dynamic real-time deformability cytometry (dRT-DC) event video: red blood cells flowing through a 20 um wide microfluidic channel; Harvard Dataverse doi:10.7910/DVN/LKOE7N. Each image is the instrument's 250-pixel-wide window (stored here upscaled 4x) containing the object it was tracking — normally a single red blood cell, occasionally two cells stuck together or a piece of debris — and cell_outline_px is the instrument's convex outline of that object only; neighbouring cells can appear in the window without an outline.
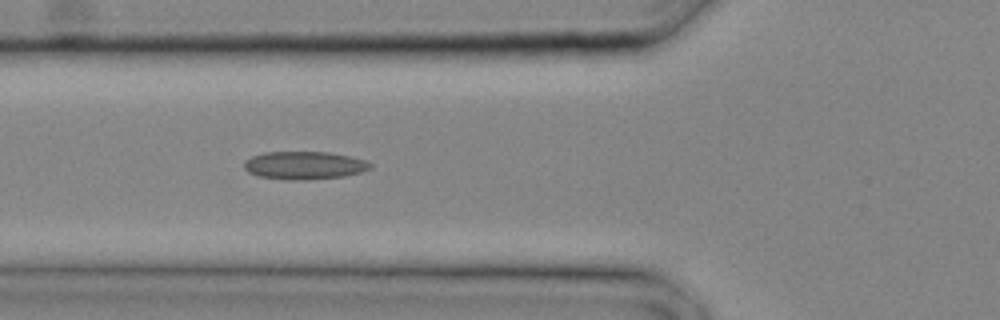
{"species": "common noctule bat (a hibernating species)", "species_latin": "Nyctalus noctula", "temperature_condition": "cold", "stored_images_in_passage": 5, "camera_frame_rate_fps": 3000, "um_per_image_px": 0.085, "animal": {"sex": "male", "body_mass_g": 20.4}, "frame": {"image": 1, "passage_image": 5, "time_ms": 1.333, "image_size_px": [1000, 320], "cell_outline_px": [[372, 168], [360, 172], [344, 176], [304, 180], [288, 180], [260, 176], [248, 172], [244, 168], [244, 160], [252, 156], [264, 152], [328, 152], [352, 156], [364, 160], [372, 164]], "centroid_in_image_um": [25.86, 14.05], "position_along_channel_um": 99.9, "area_um2": 20.58}}